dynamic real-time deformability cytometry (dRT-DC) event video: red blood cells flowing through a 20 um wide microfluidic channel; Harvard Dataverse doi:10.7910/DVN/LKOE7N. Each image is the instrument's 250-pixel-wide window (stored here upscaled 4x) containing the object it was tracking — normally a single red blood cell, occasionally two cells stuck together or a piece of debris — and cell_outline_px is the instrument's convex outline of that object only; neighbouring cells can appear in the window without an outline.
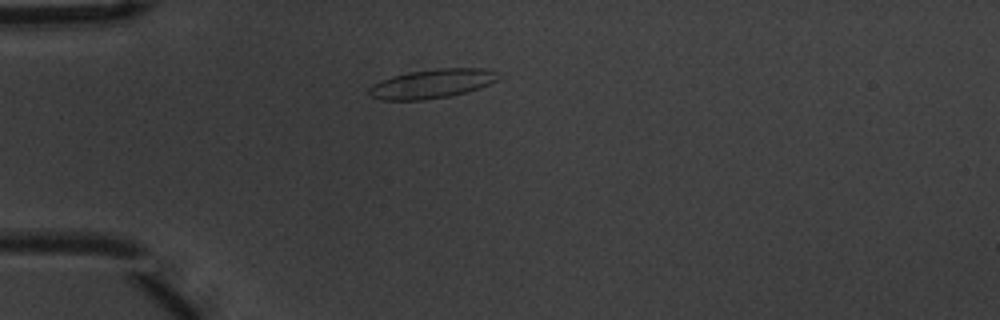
{"species": "common noctule bat (a hibernating species)", "species_latin": "Nyctalus noctula", "temperature_condition": "warm", "stored_images_in_passage": 1, "camera_frame_rate_fps": 3000, "um_per_image_px": 0.085, "animal": {"sex": "male", "body_mass_g": 20.1, "forearm_length_mm": 53.5}, "frame": {"image": 1, "passage_image": 1, "time_ms": 0.0, "image_size_px": [1000, 320], "cell_outline_px": [[504, 72], [496, 80], [488, 84], [468, 92], [448, 96], [424, 100], [380, 100], [372, 96], [368, 92], [368, 88], [372, 84], [380, 80], [392, 76], [408, 72], [440, 68], [484, 68]], "centroid_in_image_um": [36.74, 7.1], "position_along_channel_um": 48.3, "area_um2": 22.14}}